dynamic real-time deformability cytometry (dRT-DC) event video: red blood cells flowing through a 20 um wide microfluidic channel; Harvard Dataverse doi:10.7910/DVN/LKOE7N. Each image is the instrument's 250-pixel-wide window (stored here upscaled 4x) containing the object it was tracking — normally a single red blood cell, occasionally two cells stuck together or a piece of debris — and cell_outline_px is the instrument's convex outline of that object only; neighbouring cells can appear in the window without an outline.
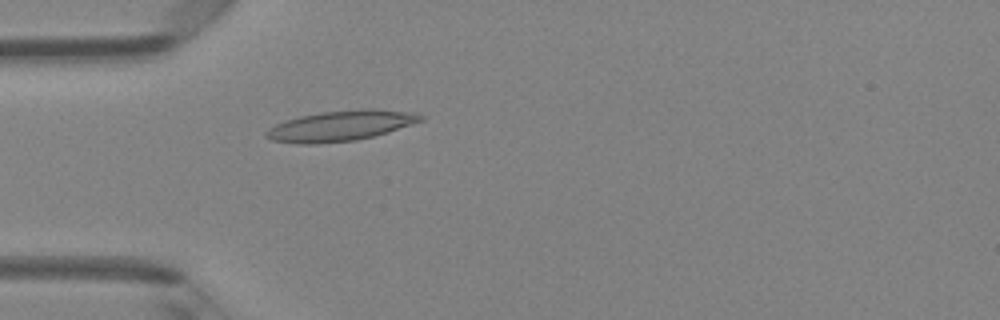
{"species": "Egyptian fruit bat (a non-hibernating species)", "species_latin": "Rousettus aegyptiacus", "temperature_condition": "room temperature", "stored_images_in_passage": 48, "camera_frame_rate_fps": 3000, "um_per_image_px": 0.085, "animal": {"sex": "female"}, "frame": {"image": 1, "passage_image": 14, "time_ms": 4.333, "image_size_px": [1000, 320], "cell_outline_px": [[424, 120], [388, 132], [356, 140], [316, 144], [296, 144], [272, 140], [264, 136], [264, 132], [276, 124], [284, 120], [300, 116], [320, 112], [368, 108], [376, 108], [416, 112], [424, 116]], "centroid_in_image_um": [28.96, 10.68], "position_along_channel_um": 56.0, "area_um2": 27.63}}
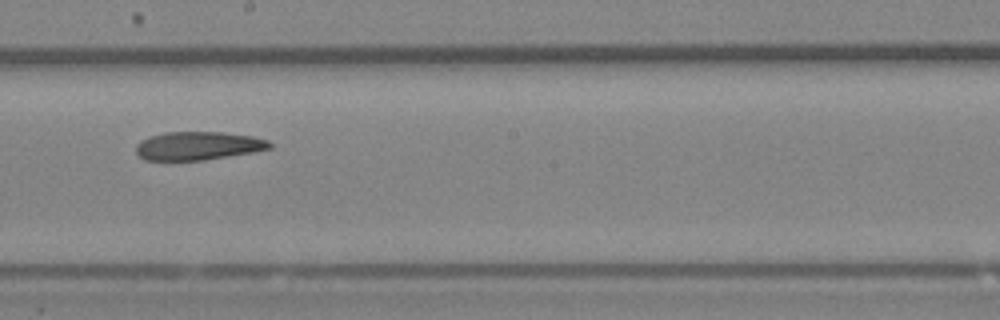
{"frame": {"image": 2, "passage_image": 27, "time_ms": 8.667, "image_size_px": [1000, 320], "cell_outline_px": [[272, 148], [252, 152], [204, 160], [144, 160], [136, 152], [136, 144], [140, 140], [164, 132], [224, 132], [252, 136], [268, 140], [272, 144]], "centroid_in_image_um": [16.84, 12.39], "position_along_channel_um": 231.4, "area_um2": 22.08}}
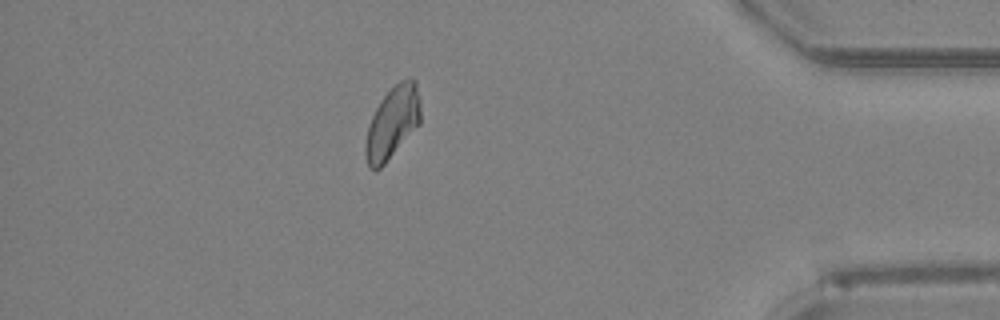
{"frame": {"image": 3, "passage_image": 42, "time_ms": 13.667, "image_size_px": [1000, 320], "cell_outline_px": [[420, 124], [384, 164], [376, 172], [368, 168], [364, 152], [364, 144], [368, 124], [380, 100], [400, 80], [416, 80], [420, 96]], "centroid_in_image_um": [33.34, 10.46], "position_along_channel_um": 401.9, "area_um2": 23.24}, "authors_computed_cell_mechanics": {"area_um2": 23.3512, "velocity_mm_per_s": 4.1889, "shape_relaxation_time_tau1_ms": null, "shape_relaxation_time_tau2_ms": 5.6726, "deformation_change_tau1": null, "deformation_change_tau2": 0.1161}}